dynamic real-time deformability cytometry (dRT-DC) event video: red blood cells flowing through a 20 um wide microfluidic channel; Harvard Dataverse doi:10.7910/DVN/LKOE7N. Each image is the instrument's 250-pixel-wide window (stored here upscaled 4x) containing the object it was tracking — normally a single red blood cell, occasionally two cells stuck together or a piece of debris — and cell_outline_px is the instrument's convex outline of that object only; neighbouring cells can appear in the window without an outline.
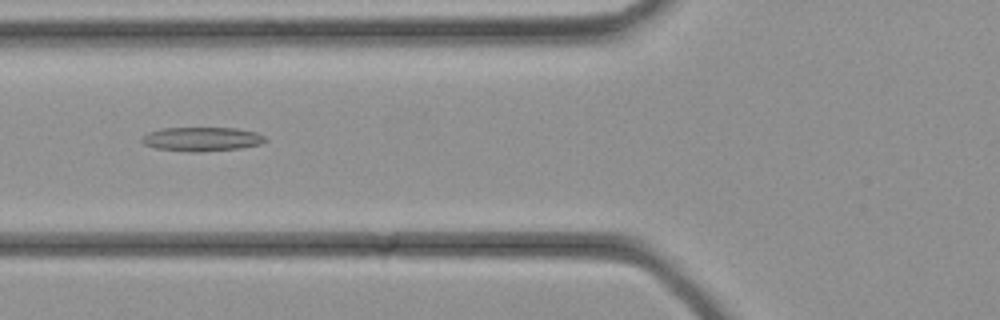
{"species": "common noctule bat (a hibernating species)", "species_latin": "Nyctalus noctula", "temperature_condition": "cold", "stored_images_in_passage": 24, "camera_frame_rate_fps": 3000, "um_per_image_px": 0.085, "animal": {"sex": "female", "body_mass_g": 21.9}, "frame": {"image": 1, "passage_image": 3, "time_ms": 0.667, "image_size_px": [1000, 320], "cell_outline_px": [[268, 140], [260, 144], [240, 148], [200, 152], [188, 152], [156, 148], [144, 144], [140, 140], [148, 132], [160, 128], [236, 128], [256, 132], [264, 136]], "centroid_in_image_um": [17.15, 11.82], "position_along_channel_um": 108.6, "area_um2": 17.34}}
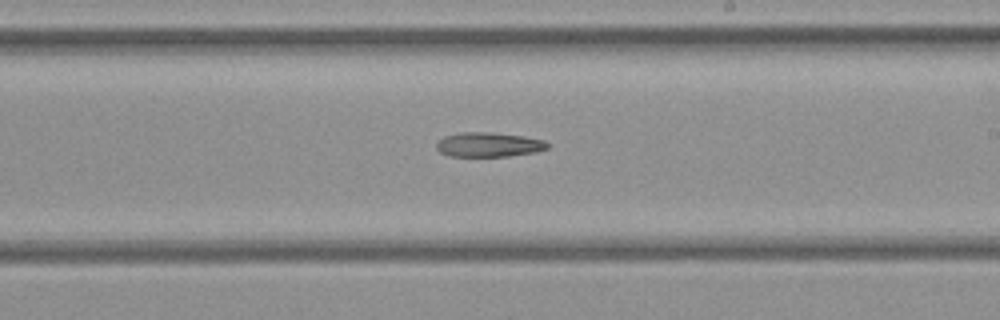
{"frame": {"image": 2, "passage_image": 10, "time_ms": 3.0, "image_size_px": [1000, 320], "cell_outline_px": [[552, 144], [548, 148], [536, 152], [508, 156], [448, 156], [440, 152], [436, 148], [436, 144], [444, 136], [464, 132], [492, 132], [524, 136], [544, 140]], "centroid_in_image_um": [41.58, 12.29], "position_along_channel_um": 247.4, "area_um2": 15.95}}
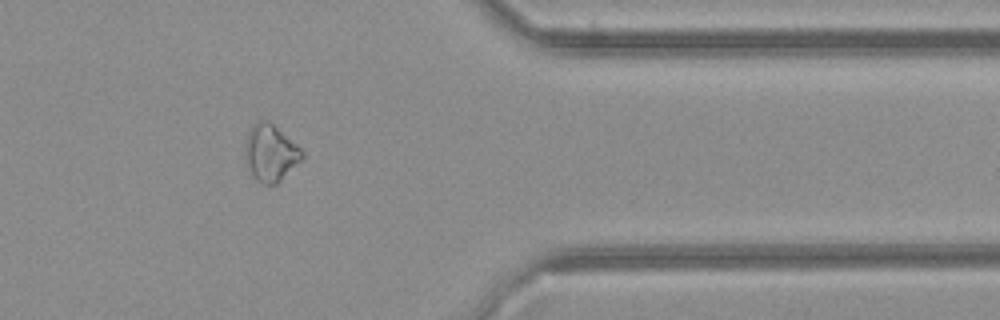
{"frame": {"image": 3, "passage_image": 18, "time_ms": 5.667, "image_size_px": [1000, 320], "cell_outline_px": [[304, 156], [276, 184], [264, 184], [256, 180], [252, 176], [244, 156], [244, 144], [248, 132], [252, 124], [260, 120], [268, 120], [296, 144], [304, 152]], "centroid_in_image_um": [22.94, 12.98], "position_along_channel_um": 388.5, "area_um2": 18.67}}